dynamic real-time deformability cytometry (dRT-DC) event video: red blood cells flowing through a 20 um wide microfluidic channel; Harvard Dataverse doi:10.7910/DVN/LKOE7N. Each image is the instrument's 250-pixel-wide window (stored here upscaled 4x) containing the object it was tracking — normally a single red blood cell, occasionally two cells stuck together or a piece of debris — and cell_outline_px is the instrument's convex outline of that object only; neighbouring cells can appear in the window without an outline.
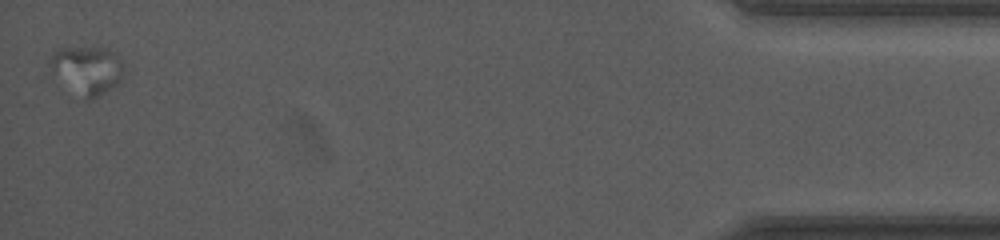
{"species": "human", "species_latin": "Homo sapiens", "temperature_condition": "room temperature", "stored_images_in_passage": 48, "camera_frame_rate_fps": 3000, "um_per_image_px": 0.085, "donor": {"sex": "female"}, "frame": {"image": 1, "passage_image": 48, "time_ms": 12.0, "image_size_px": [1000, 240], "cell_outline_px": [[124, 76], [116, 84], [96, 96], [88, 96], [48, 64], [52, 52], [60, 48], [108, 48], [124, 64]], "centroid_in_image_um": [7.52, 5.81], "position_along_channel_um": 427.7, "area_um2": 18.61}}